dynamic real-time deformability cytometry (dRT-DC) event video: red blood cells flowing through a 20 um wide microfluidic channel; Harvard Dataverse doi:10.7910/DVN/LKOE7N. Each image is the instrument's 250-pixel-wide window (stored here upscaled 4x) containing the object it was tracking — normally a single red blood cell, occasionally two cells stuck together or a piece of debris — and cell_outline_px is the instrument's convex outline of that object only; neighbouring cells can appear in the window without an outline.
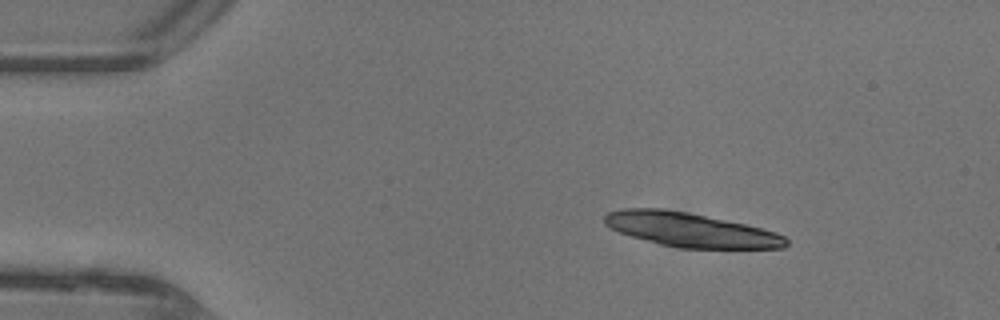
{"species": "common noctule bat (a hibernating species)", "species_latin": "Nyctalus noctula", "temperature_condition": "warm", "stored_images_in_passage": 13, "camera_frame_rate_fps": 3000, "um_per_image_px": 0.085, "animal": {"sex": "female"}, "frame": {"image": 1, "passage_image": 8, "time_ms": 2.333, "image_size_px": [1000, 320], "cell_outline_px": [[776, 236], [764, 248], [708, 248], [672, 244], [648, 212], [676, 212], [736, 224], [768, 232]], "centroid_in_image_um": [60.26, 19.73], "position_along_channel_um": 24.7, "area_um2": 21.21}}